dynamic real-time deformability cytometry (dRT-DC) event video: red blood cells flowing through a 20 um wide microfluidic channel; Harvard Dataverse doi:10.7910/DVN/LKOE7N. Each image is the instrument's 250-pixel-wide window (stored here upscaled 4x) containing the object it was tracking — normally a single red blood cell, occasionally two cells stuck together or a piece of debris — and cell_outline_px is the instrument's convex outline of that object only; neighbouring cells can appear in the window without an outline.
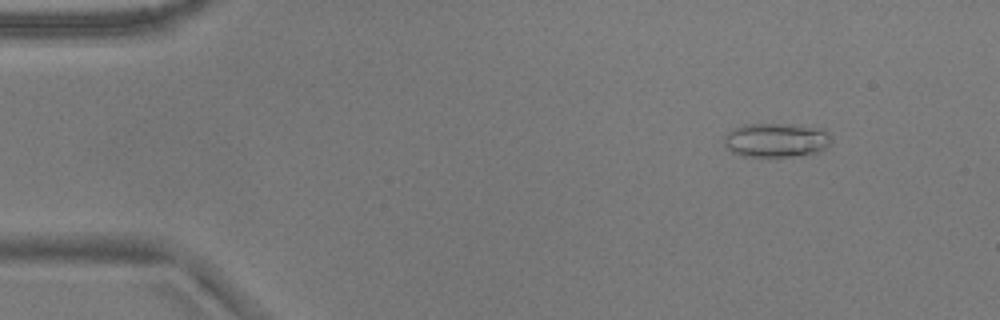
{"species": "common noctule bat (a hibernating species)", "species_latin": "Nyctalus noctula", "temperature_condition": "warm", "stored_images_in_passage": 53, "camera_frame_rate_fps": 3000, "um_per_image_px": 0.085, "animal": {"sex": "male", "body_mass_g": 17.9}, "frame": {"image": 1, "passage_image": 6, "time_ms": 1.667, "image_size_px": [1000, 320], "cell_outline_px": [[832, 136], [828, 144], [820, 152], [800, 156], [744, 156], [732, 152], [724, 144], [724, 136], [732, 128], [744, 124], [788, 124], [824, 128]], "centroid_in_image_um": [65.99, 11.9], "position_along_channel_um": 19.0, "area_um2": 21.5}}
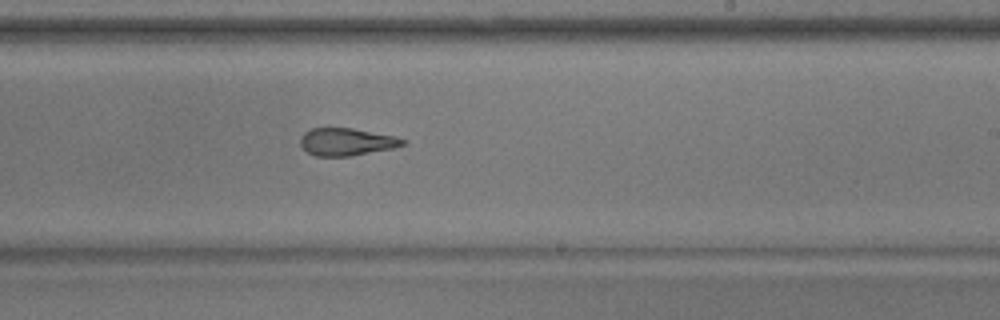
{"frame": {"image": 2, "passage_image": 32, "time_ms": 10.333, "image_size_px": [1000, 320], "cell_outline_px": [[404, 144], [392, 148], [352, 156], [316, 156], [308, 152], [300, 144], [300, 136], [304, 132], [312, 128], [352, 128], [396, 136], [404, 140]], "centroid_in_image_um": [29.42, 12.05], "position_along_channel_um": 259.6, "area_um2": 16.3}}
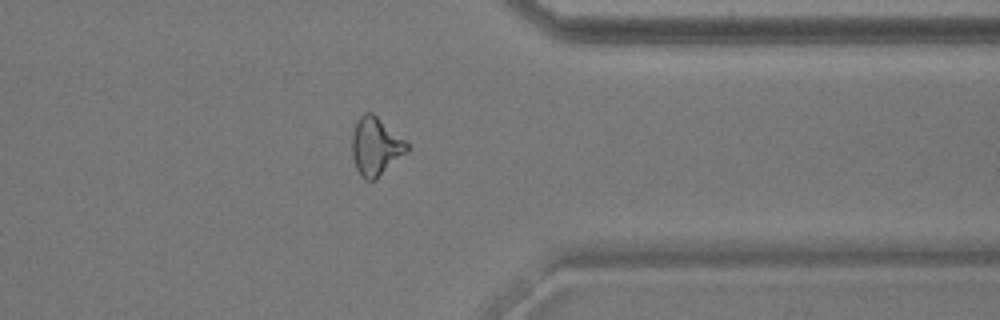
{"frame": {"image": 3, "passage_image": 42, "time_ms": 13.667, "image_size_px": [1000, 320], "cell_outline_px": [[408, 152], [376, 180], [364, 180], [360, 176], [356, 168], [352, 156], [352, 132], [356, 120], [364, 112], [372, 112], [404, 140], [408, 144]], "centroid_in_image_um": [31.91, 12.47], "position_along_channel_um": 379.5, "area_um2": 18.73}, "authors_computed_cell_mechanics": {"area_um2": 18.7272, "velocity_mm_per_s": 3.8206, "shape_relaxation_time_tau1_ms": null, "shape_relaxation_time_tau2_ms": 2.2024, "deformation_change_tau1": null, "deformation_change_tau2": 0.0979}}